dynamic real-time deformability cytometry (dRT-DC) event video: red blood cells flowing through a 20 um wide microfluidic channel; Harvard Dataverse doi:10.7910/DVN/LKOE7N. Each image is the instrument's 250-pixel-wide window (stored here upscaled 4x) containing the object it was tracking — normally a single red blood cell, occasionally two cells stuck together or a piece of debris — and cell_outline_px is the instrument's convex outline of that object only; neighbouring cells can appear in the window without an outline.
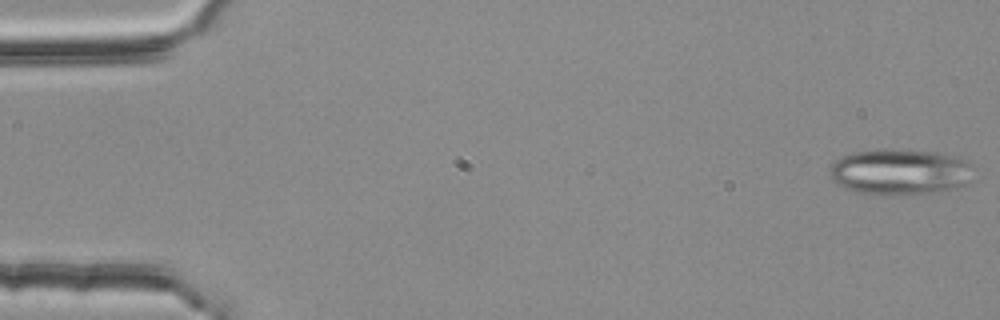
{"species": "common noctule bat (a hibernating species)", "species_latin": "Nyctalus noctula", "temperature_condition": "room temperature", "stored_images_in_passage": 55, "segment_of_instrument_passage": [1, 3], "camera_frame_rate_fps": 3000, "um_per_image_px": 0.085, "animal": {"sex": "female", "body_mass_g": 25.1}, "frame": {"image": 1, "passage_image": 1, "time_ms": 0.0, "image_size_px": [1000, 320], "cell_outline_px": [[972, 164], [964, 184], [948, 188], [924, 192], [896, 196], [856, 192], [832, 180], [832, 164], [836, 160], [852, 152], [936, 152], [968, 160]], "centroid_in_image_um": [76.46, 14.64], "position_along_channel_um": 8.5, "area_um2": 36.36}}